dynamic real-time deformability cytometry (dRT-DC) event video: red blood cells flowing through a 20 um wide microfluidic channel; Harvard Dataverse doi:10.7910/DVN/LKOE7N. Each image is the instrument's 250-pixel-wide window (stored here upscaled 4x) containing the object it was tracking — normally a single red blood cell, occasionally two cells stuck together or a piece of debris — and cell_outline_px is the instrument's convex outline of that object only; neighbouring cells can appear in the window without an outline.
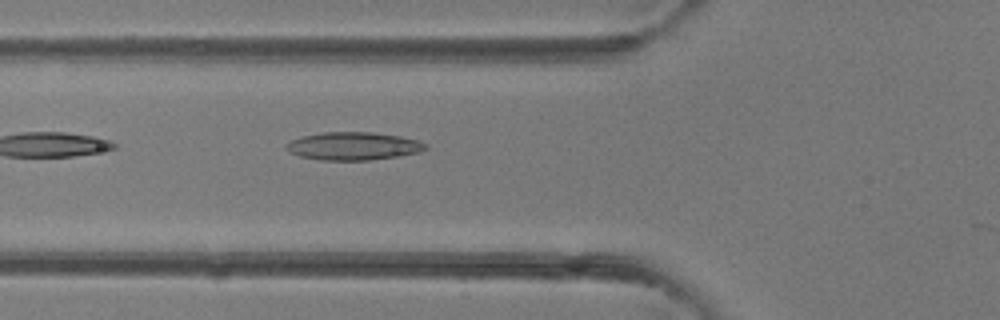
{"species": "common noctule bat (a hibernating species)", "species_latin": "Nyctalus noctula", "temperature_condition": "room temperature", "stored_images_in_passage": 5, "camera_frame_rate_fps": 3000, "um_per_image_px": 0.085, "animal": {"sex": "female"}, "frame": {"image": 1, "passage_image": 5, "time_ms": 4.333, "image_size_px": [1000, 320], "cell_outline_px": [[428, 148], [420, 152], [400, 156], [368, 160], [320, 160], [300, 156], [288, 152], [284, 148], [284, 144], [300, 136], [324, 132], [372, 132], [400, 136], [420, 140], [428, 144]], "centroid_in_image_um": [30.04, 12.41], "position_along_channel_um": 95.8, "area_um2": 23.0}}